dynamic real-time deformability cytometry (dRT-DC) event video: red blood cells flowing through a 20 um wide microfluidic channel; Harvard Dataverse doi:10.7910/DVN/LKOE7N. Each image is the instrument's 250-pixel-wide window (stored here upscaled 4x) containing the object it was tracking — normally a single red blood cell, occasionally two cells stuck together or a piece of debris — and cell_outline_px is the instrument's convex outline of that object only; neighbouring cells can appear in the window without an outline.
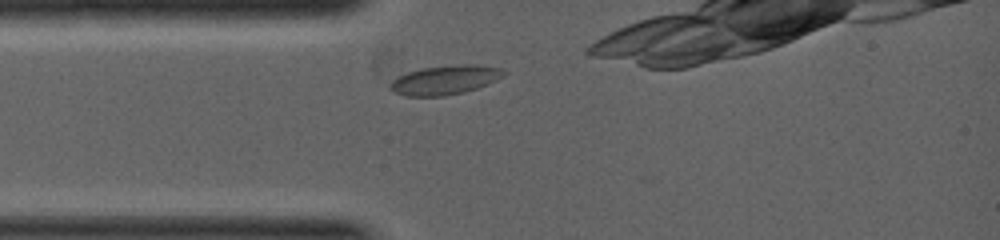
{"species": "common noctule bat (a hibernating species)", "species_latin": "Nyctalus noctula", "temperature_condition": "warm", "stored_images_in_passage": 1, "camera_frame_rate_fps": 5000, "um_per_image_px": 0.085, "animal": {"sex": "female", "body_mass_g": 19.0, "forearm_length_mm": 53.3}, "frame": {"image": 1, "passage_image": 1, "time_ms": 0.0, "image_size_px": [1000, 240], "cell_outline_px": [[508, 72], [496, 80], [488, 84], [464, 92], [444, 96], [404, 96], [392, 92], [388, 88], [388, 84], [396, 76], [420, 68], [460, 64], [476, 64], [500, 68]], "centroid_in_image_um": [37.77, 6.79], "position_along_channel_um": 47.2, "area_um2": 19.59}}